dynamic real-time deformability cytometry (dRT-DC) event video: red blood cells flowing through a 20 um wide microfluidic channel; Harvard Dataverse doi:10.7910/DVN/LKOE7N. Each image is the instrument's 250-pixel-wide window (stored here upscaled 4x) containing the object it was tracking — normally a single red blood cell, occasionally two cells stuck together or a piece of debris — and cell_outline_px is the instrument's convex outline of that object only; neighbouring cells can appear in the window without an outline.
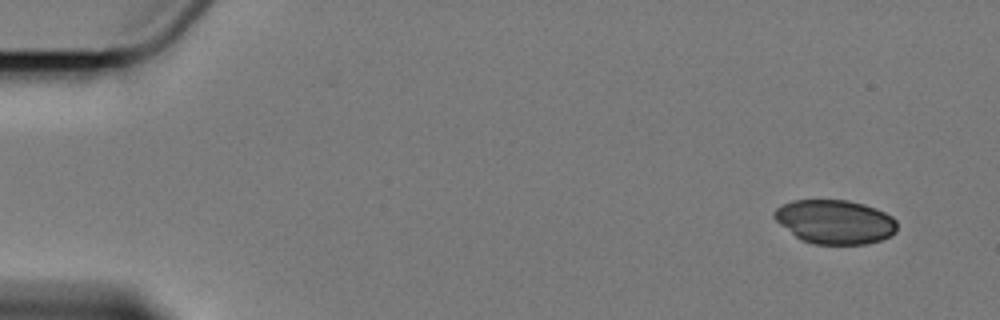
{"species": "Egyptian fruit bat (a non-hibernating species)", "species_latin": "Rousettus aegyptiacus", "temperature_condition": "cold", "stored_images_in_passage": 4, "camera_frame_rate_fps": 3000, "um_per_image_px": 0.085, "animal": {"sex": "female"}, "frame": {"image": 1, "passage_image": 1, "time_ms": 0.0, "image_size_px": [1000, 320], "cell_outline_px": [[896, 232], [892, 236], [880, 240], [864, 244], [812, 244], [800, 240], [780, 224], [772, 216], [772, 212], [780, 204], [792, 200], [848, 200], [864, 204], [876, 208], [892, 216], [896, 220]], "centroid_in_image_um": [70.95, 18.85], "position_along_channel_um": 14.1, "area_um2": 31.79}}